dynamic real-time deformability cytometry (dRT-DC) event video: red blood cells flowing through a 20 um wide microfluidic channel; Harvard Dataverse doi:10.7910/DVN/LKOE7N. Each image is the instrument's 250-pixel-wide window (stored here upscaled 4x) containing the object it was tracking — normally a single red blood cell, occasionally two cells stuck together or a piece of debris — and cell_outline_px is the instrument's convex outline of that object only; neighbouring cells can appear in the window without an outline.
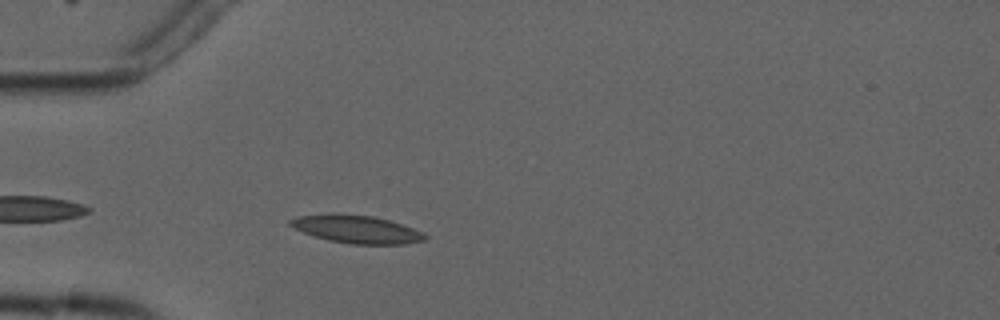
{"species": "common noctule bat (a hibernating species)", "species_latin": "Nyctalus noctula", "temperature_condition": "cold", "stored_images_in_passage": 3, "camera_frame_rate_fps": 3000, "um_per_image_px": 0.085, "animal": {"sex": "male", "forearm_length_mm": 52.5}, "frame": {"image": 1, "passage_image": 3, "time_ms": 3.333, "image_size_px": [1000, 320], "cell_outline_px": [[428, 236], [424, 240], [404, 244], [352, 244], [328, 240], [292, 228], [288, 224], [288, 220], [296, 216], [372, 216], [388, 220], [424, 232]], "centroid_in_image_um": [30.35, 19.53], "position_along_channel_um": 54.6, "area_um2": 20.92}}